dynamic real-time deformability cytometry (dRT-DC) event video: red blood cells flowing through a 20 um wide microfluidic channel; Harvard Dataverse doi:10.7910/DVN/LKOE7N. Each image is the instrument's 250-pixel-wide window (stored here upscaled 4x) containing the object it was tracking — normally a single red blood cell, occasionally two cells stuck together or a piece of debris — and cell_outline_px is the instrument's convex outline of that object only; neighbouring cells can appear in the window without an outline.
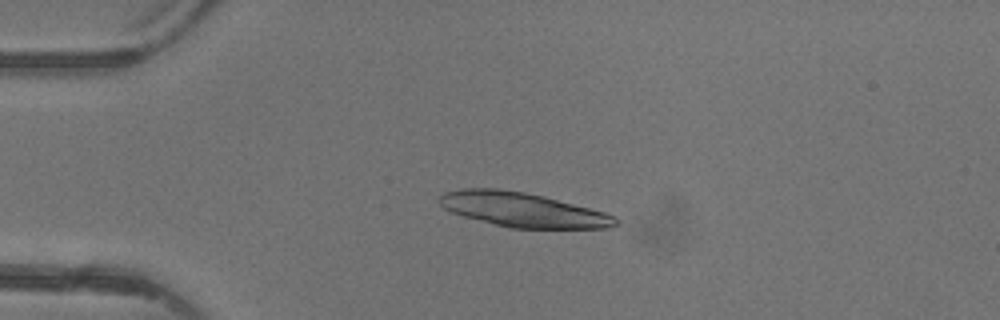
{"species": "common noctule bat (a hibernating species)", "species_latin": "Nyctalus noctula", "temperature_condition": "warm", "stored_images_in_passage": 5, "camera_frame_rate_fps": 3000, "um_per_image_px": 0.085, "animal": {"sex": "female"}, "frame": {"image": 1, "passage_image": 4, "time_ms": 3.667, "image_size_px": [1000, 320], "cell_outline_px": [[620, 220], [616, 224], [608, 228], [508, 228], [464, 216], [452, 212], [444, 208], [436, 200], [444, 192], [460, 188], [500, 188], [524, 192], [544, 196], [604, 212], [616, 216]], "centroid_in_image_um": [44.4, 17.82], "position_along_channel_um": 40.6, "area_um2": 35.37}}